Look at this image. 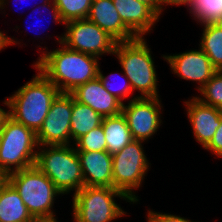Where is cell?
Masks as SVG:
<instances>
[{
    "instance_id": "35",
    "label": "cell",
    "mask_w": 222,
    "mask_h": 222,
    "mask_svg": "<svg viewBox=\"0 0 222 222\" xmlns=\"http://www.w3.org/2000/svg\"><path fill=\"white\" fill-rule=\"evenodd\" d=\"M5 1L7 2L8 0H0V8H1V9H4V8H5V6H4V5H6ZM43 2H44V4H45V3L52 2V0H43ZM3 7H4V8H3Z\"/></svg>"
},
{
    "instance_id": "32",
    "label": "cell",
    "mask_w": 222,
    "mask_h": 222,
    "mask_svg": "<svg viewBox=\"0 0 222 222\" xmlns=\"http://www.w3.org/2000/svg\"><path fill=\"white\" fill-rule=\"evenodd\" d=\"M148 5L159 16V0H136Z\"/></svg>"
},
{
    "instance_id": "18",
    "label": "cell",
    "mask_w": 222,
    "mask_h": 222,
    "mask_svg": "<svg viewBox=\"0 0 222 222\" xmlns=\"http://www.w3.org/2000/svg\"><path fill=\"white\" fill-rule=\"evenodd\" d=\"M0 222H38L9 181L0 191Z\"/></svg>"
},
{
    "instance_id": "25",
    "label": "cell",
    "mask_w": 222,
    "mask_h": 222,
    "mask_svg": "<svg viewBox=\"0 0 222 222\" xmlns=\"http://www.w3.org/2000/svg\"><path fill=\"white\" fill-rule=\"evenodd\" d=\"M201 102L217 107L222 102V71H217L213 77L200 89Z\"/></svg>"
},
{
    "instance_id": "16",
    "label": "cell",
    "mask_w": 222,
    "mask_h": 222,
    "mask_svg": "<svg viewBox=\"0 0 222 222\" xmlns=\"http://www.w3.org/2000/svg\"><path fill=\"white\" fill-rule=\"evenodd\" d=\"M84 186L113 188L112 154L107 151H77Z\"/></svg>"
},
{
    "instance_id": "20",
    "label": "cell",
    "mask_w": 222,
    "mask_h": 222,
    "mask_svg": "<svg viewBox=\"0 0 222 222\" xmlns=\"http://www.w3.org/2000/svg\"><path fill=\"white\" fill-rule=\"evenodd\" d=\"M103 117L88 105L76 101L73 97L71 116V139L76 141L102 123Z\"/></svg>"
},
{
    "instance_id": "24",
    "label": "cell",
    "mask_w": 222,
    "mask_h": 222,
    "mask_svg": "<svg viewBox=\"0 0 222 222\" xmlns=\"http://www.w3.org/2000/svg\"><path fill=\"white\" fill-rule=\"evenodd\" d=\"M73 145L76 151H107V142L102 124L78 138Z\"/></svg>"
},
{
    "instance_id": "34",
    "label": "cell",
    "mask_w": 222,
    "mask_h": 222,
    "mask_svg": "<svg viewBox=\"0 0 222 222\" xmlns=\"http://www.w3.org/2000/svg\"><path fill=\"white\" fill-rule=\"evenodd\" d=\"M8 116V111L0 107V129L2 127L4 119Z\"/></svg>"
},
{
    "instance_id": "5",
    "label": "cell",
    "mask_w": 222,
    "mask_h": 222,
    "mask_svg": "<svg viewBox=\"0 0 222 222\" xmlns=\"http://www.w3.org/2000/svg\"><path fill=\"white\" fill-rule=\"evenodd\" d=\"M74 145L39 146L35 165L64 194L84 187L80 160Z\"/></svg>"
},
{
    "instance_id": "22",
    "label": "cell",
    "mask_w": 222,
    "mask_h": 222,
    "mask_svg": "<svg viewBox=\"0 0 222 222\" xmlns=\"http://www.w3.org/2000/svg\"><path fill=\"white\" fill-rule=\"evenodd\" d=\"M189 13L202 25L222 23V0H193Z\"/></svg>"
},
{
    "instance_id": "17",
    "label": "cell",
    "mask_w": 222,
    "mask_h": 222,
    "mask_svg": "<svg viewBox=\"0 0 222 222\" xmlns=\"http://www.w3.org/2000/svg\"><path fill=\"white\" fill-rule=\"evenodd\" d=\"M123 23L137 36L149 33L159 16L146 4L136 0H112Z\"/></svg>"
},
{
    "instance_id": "29",
    "label": "cell",
    "mask_w": 222,
    "mask_h": 222,
    "mask_svg": "<svg viewBox=\"0 0 222 222\" xmlns=\"http://www.w3.org/2000/svg\"><path fill=\"white\" fill-rule=\"evenodd\" d=\"M193 0H159V16L164 9V4L168 5H187L189 7Z\"/></svg>"
},
{
    "instance_id": "11",
    "label": "cell",
    "mask_w": 222,
    "mask_h": 222,
    "mask_svg": "<svg viewBox=\"0 0 222 222\" xmlns=\"http://www.w3.org/2000/svg\"><path fill=\"white\" fill-rule=\"evenodd\" d=\"M128 105H122L124 115L133 140L148 141L160 128L162 120L160 97L137 98L134 96Z\"/></svg>"
},
{
    "instance_id": "13",
    "label": "cell",
    "mask_w": 222,
    "mask_h": 222,
    "mask_svg": "<svg viewBox=\"0 0 222 222\" xmlns=\"http://www.w3.org/2000/svg\"><path fill=\"white\" fill-rule=\"evenodd\" d=\"M187 117L191 123L194 137L205 148L220 126L222 116L216 107L207 105L193 97L185 101Z\"/></svg>"
},
{
    "instance_id": "8",
    "label": "cell",
    "mask_w": 222,
    "mask_h": 222,
    "mask_svg": "<svg viewBox=\"0 0 222 222\" xmlns=\"http://www.w3.org/2000/svg\"><path fill=\"white\" fill-rule=\"evenodd\" d=\"M143 142L133 140L121 151L112 154L113 188L123 192L133 204L139 201L133 190L140 188L150 164Z\"/></svg>"
},
{
    "instance_id": "31",
    "label": "cell",
    "mask_w": 222,
    "mask_h": 222,
    "mask_svg": "<svg viewBox=\"0 0 222 222\" xmlns=\"http://www.w3.org/2000/svg\"><path fill=\"white\" fill-rule=\"evenodd\" d=\"M14 43L19 44L17 40L16 41L14 40V37L9 38L8 35L0 31V51L9 46V44L14 45Z\"/></svg>"
},
{
    "instance_id": "15",
    "label": "cell",
    "mask_w": 222,
    "mask_h": 222,
    "mask_svg": "<svg viewBox=\"0 0 222 222\" xmlns=\"http://www.w3.org/2000/svg\"><path fill=\"white\" fill-rule=\"evenodd\" d=\"M87 19L97 24L117 43L137 38L121 20L112 0H92Z\"/></svg>"
},
{
    "instance_id": "1",
    "label": "cell",
    "mask_w": 222,
    "mask_h": 222,
    "mask_svg": "<svg viewBox=\"0 0 222 222\" xmlns=\"http://www.w3.org/2000/svg\"><path fill=\"white\" fill-rule=\"evenodd\" d=\"M61 48L40 55L33 64L60 92L71 93L78 86L95 79L99 72V59L93 55Z\"/></svg>"
},
{
    "instance_id": "9",
    "label": "cell",
    "mask_w": 222,
    "mask_h": 222,
    "mask_svg": "<svg viewBox=\"0 0 222 222\" xmlns=\"http://www.w3.org/2000/svg\"><path fill=\"white\" fill-rule=\"evenodd\" d=\"M66 32L57 41L68 49L100 58L104 54H113L116 41L90 20H73L64 24Z\"/></svg>"
},
{
    "instance_id": "4",
    "label": "cell",
    "mask_w": 222,
    "mask_h": 222,
    "mask_svg": "<svg viewBox=\"0 0 222 222\" xmlns=\"http://www.w3.org/2000/svg\"><path fill=\"white\" fill-rule=\"evenodd\" d=\"M8 181L38 222H57L51 209L55 197L62 193L36 165L8 174Z\"/></svg>"
},
{
    "instance_id": "30",
    "label": "cell",
    "mask_w": 222,
    "mask_h": 222,
    "mask_svg": "<svg viewBox=\"0 0 222 222\" xmlns=\"http://www.w3.org/2000/svg\"><path fill=\"white\" fill-rule=\"evenodd\" d=\"M47 7L48 8H51V11H52V18L54 19V21L57 23V24H59V23H62V24H64V22H63V20L61 19V16H60V13H59V10H58V8L56 7V5H55V3H54V0H52V3L51 2H49V3H45V4H42V8H46L47 9ZM46 9H44V10H46ZM51 12L49 11V14H50ZM32 19H34V18H32Z\"/></svg>"
},
{
    "instance_id": "10",
    "label": "cell",
    "mask_w": 222,
    "mask_h": 222,
    "mask_svg": "<svg viewBox=\"0 0 222 222\" xmlns=\"http://www.w3.org/2000/svg\"><path fill=\"white\" fill-rule=\"evenodd\" d=\"M72 107L73 95L60 92L52 102L47 117L36 133L39 146L70 145Z\"/></svg>"
},
{
    "instance_id": "36",
    "label": "cell",
    "mask_w": 222,
    "mask_h": 222,
    "mask_svg": "<svg viewBox=\"0 0 222 222\" xmlns=\"http://www.w3.org/2000/svg\"><path fill=\"white\" fill-rule=\"evenodd\" d=\"M218 112L221 114L222 116V102L216 107Z\"/></svg>"
},
{
    "instance_id": "3",
    "label": "cell",
    "mask_w": 222,
    "mask_h": 222,
    "mask_svg": "<svg viewBox=\"0 0 222 222\" xmlns=\"http://www.w3.org/2000/svg\"><path fill=\"white\" fill-rule=\"evenodd\" d=\"M151 49L143 37L116 43L113 55L119 59L123 74L128 78L132 90H137V98H156L158 79L152 59Z\"/></svg>"
},
{
    "instance_id": "21",
    "label": "cell",
    "mask_w": 222,
    "mask_h": 222,
    "mask_svg": "<svg viewBox=\"0 0 222 222\" xmlns=\"http://www.w3.org/2000/svg\"><path fill=\"white\" fill-rule=\"evenodd\" d=\"M204 26L200 48L206 53L217 71H222V23H210Z\"/></svg>"
},
{
    "instance_id": "28",
    "label": "cell",
    "mask_w": 222,
    "mask_h": 222,
    "mask_svg": "<svg viewBox=\"0 0 222 222\" xmlns=\"http://www.w3.org/2000/svg\"><path fill=\"white\" fill-rule=\"evenodd\" d=\"M205 150H210L217 157H222V120L220 126L217 128L210 143L204 148Z\"/></svg>"
},
{
    "instance_id": "14",
    "label": "cell",
    "mask_w": 222,
    "mask_h": 222,
    "mask_svg": "<svg viewBox=\"0 0 222 222\" xmlns=\"http://www.w3.org/2000/svg\"><path fill=\"white\" fill-rule=\"evenodd\" d=\"M71 94L76 101L88 105L102 117L118 115L122 111L123 104L105 90L98 76L78 86Z\"/></svg>"
},
{
    "instance_id": "33",
    "label": "cell",
    "mask_w": 222,
    "mask_h": 222,
    "mask_svg": "<svg viewBox=\"0 0 222 222\" xmlns=\"http://www.w3.org/2000/svg\"><path fill=\"white\" fill-rule=\"evenodd\" d=\"M8 181V174L0 171V191Z\"/></svg>"
},
{
    "instance_id": "19",
    "label": "cell",
    "mask_w": 222,
    "mask_h": 222,
    "mask_svg": "<svg viewBox=\"0 0 222 222\" xmlns=\"http://www.w3.org/2000/svg\"><path fill=\"white\" fill-rule=\"evenodd\" d=\"M101 124L107 142V152L110 154L121 151L127 144L133 141L122 112L118 115L103 117Z\"/></svg>"
},
{
    "instance_id": "23",
    "label": "cell",
    "mask_w": 222,
    "mask_h": 222,
    "mask_svg": "<svg viewBox=\"0 0 222 222\" xmlns=\"http://www.w3.org/2000/svg\"><path fill=\"white\" fill-rule=\"evenodd\" d=\"M64 24L88 17L92 0H54Z\"/></svg>"
},
{
    "instance_id": "12",
    "label": "cell",
    "mask_w": 222,
    "mask_h": 222,
    "mask_svg": "<svg viewBox=\"0 0 222 222\" xmlns=\"http://www.w3.org/2000/svg\"><path fill=\"white\" fill-rule=\"evenodd\" d=\"M163 58L170 65L172 73L186 81L198 82L196 89L199 91L217 72L201 48L176 55H163Z\"/></svg>"
},
{
    "instance_id": "27",
    "label": "cell",
    "mask_w": 222,
    "mask_h": 222,
    "mask_svg": "<svg viewBox=\"0 0 222 222\" xmlns=\"http://www.w3.org/2000/svg\"><path fill=\"white\" fill-rule=\"evenodd\" d=\"M147 222H194L173 214L148 211ZM196 222V221H195Z\"/></svg>"
},
{
    "instance_id": "7",
    "label": "cell",
    "mask_w": 222,
    "mask_h": 222,
    "mask_svg": "<svg viewBox=\"0 0 222 222\" xmlns=\"http://www.w3.org/2000/svg\"><path fill=\"white\" fill-rule=\"evenodd\" d=\"M115 197L132 202L118 189L100 186H84L73 193L72 207L75 222H113L126 215L115 202Z\"/></svg>"
},
{
    "instance_id": "6",
    "label": "cell",
    "mask_w": 222,
    "mask_h": 222,
    "mask_svg": "<svg viewBox=\"0 0 222 222\" xmlns=\"http://www.w3.org/2000/svg\"><path fill=\"white\" fill-rule=\"evenodd\" d=\"M36 133L7 116L0 129V171L12 172L35 165Z\"/></svg>"
},
{
    "instance_id": "2",
    "label": "cell",
    "mask_w": 222,
    "mask_h": 222,
    "mask_svg": "<svg viewBox=\"0 0 222 222\" xmlns=\"http://www.w3.org/2000/svg\"><path fill=\"white\" fill-rule=\"evenodd\" d=\"M36 76L4 100L8 116L35 133L41 128L60 91L37 69Z\"/></svg>"
},
{
    "instance_id": "26",
    "label": "cell",
    "mask_w": 222,
    "mask_h": 222,
    "mask_svg": "<svg viewBox=\"0 0 222 222\" xmlns=\"http://www.w3.org/2000/svg\"><path fill=\"white\" fill-rule=\"evenodd\" d=\"M110 75L113 76L114 74H110ZM98 77L100 78V81L102 82L105 90L108 91L110 94H112L114 97H116L122 104H124L123 103L124 99H126L130 95H132L133 90H132L131 84L125 75H123L122 78L125 77L124 81H126V82L123 83L124 85H120L119 88L118 87L116 88L115 86H113V84L110 83L109 80L111 77H108V76L106 77L102 74L100 66H99ZM114 85H115V83H114Z\"/></svg>"
}]
</instances>
